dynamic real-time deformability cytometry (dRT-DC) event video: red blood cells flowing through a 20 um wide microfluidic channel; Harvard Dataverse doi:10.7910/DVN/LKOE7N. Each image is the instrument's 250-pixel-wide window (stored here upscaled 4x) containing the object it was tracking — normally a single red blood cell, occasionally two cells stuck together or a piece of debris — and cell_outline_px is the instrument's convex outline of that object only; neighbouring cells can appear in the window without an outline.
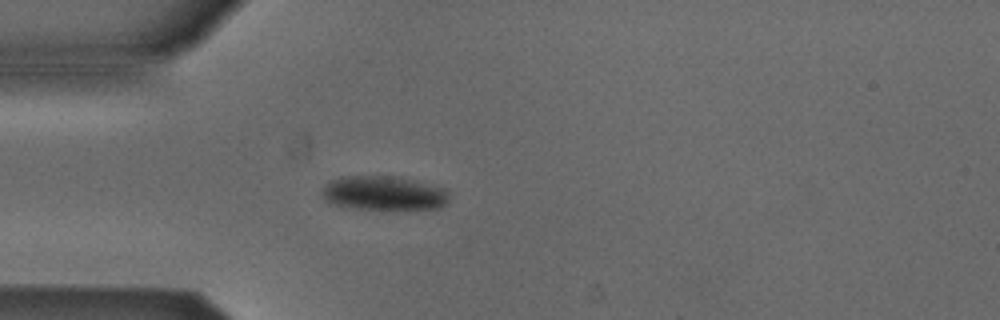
{"species": "Egyptian fruit bat (a non-hibernating species)", "species_latin": "Rousettus aegyptiacus", "temperature_condition": "cold", "stored_images_in_passage": 39, "camera_frame_rate_fps": 3000, "um_per_image_px": 0.085, "animal": {"sex": "male"}, "frame": {"image": 1, "passage_image": 1, "time_ms": 0.0, "image_size_px": [1000, 320], "cell_outline_px": [[448, 200], [440, 208], [396, 212], [344, 208], [328, 204], [324, 200], [324, 188], [332, 180], [344, 176], [392, 176], [412, 180], [444, 188], [448, 192]], "centroid_in_image_um": [32.62, 16.49], "position_along_channel_um": 52.4, "area_um2": 26.24}}
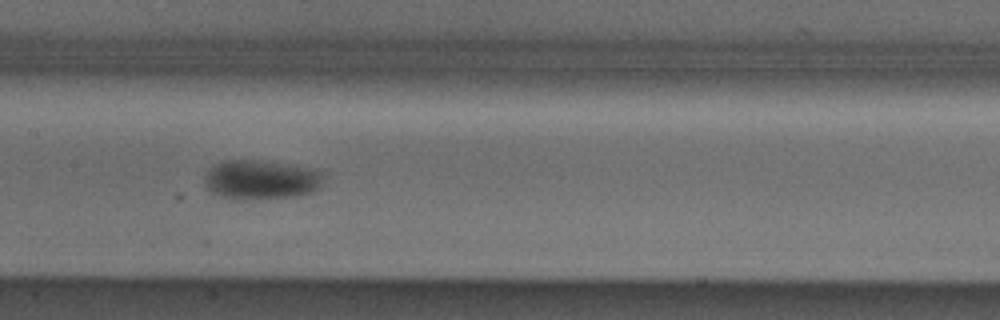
{"frame": {"image": 2, "passage_image": 12, "time_ms": 3.667, "image_size_px": [1000, 320], "cell_outline_px": [[324, 172], [320, 188], [312, 192], [300, 196], [220, 196], [212, 192], [204, 184], [204, 176], [216, 164], [224, 160], [260, 160], [320, 168]], "centroid_in_image_um": [22.29, 15.2], "position_along_channel_um": 185.1, "area_um2": 26.65}}
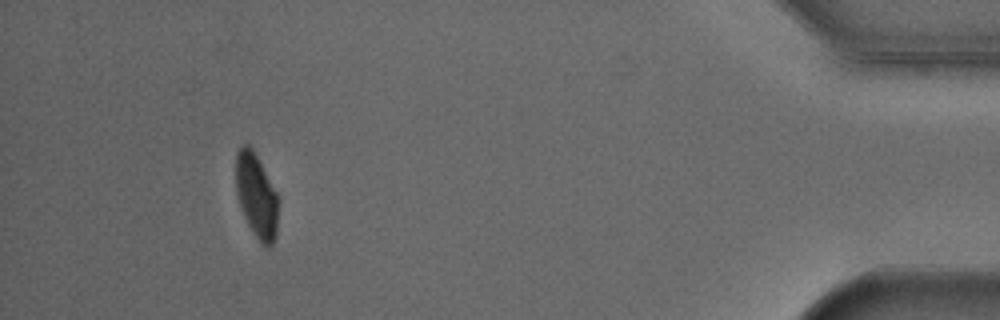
{"frame": {"image": 3, "passage_image": 35, "time_ms": 11.333, "image_size_px": [1000, 320], "cell_outline_px": [[280, 200], [276, 236], [272, 244], [268, 248], [260, 244], [248, 224], [244, 216], [236, 192], [236, 152], [240, 144], [248, 144], [252, 148], [276, 192]], "centroid_in_image_um": [21.81, 16.66], "position_along_channel_um": 413.4, "area_um2": 21.04}}